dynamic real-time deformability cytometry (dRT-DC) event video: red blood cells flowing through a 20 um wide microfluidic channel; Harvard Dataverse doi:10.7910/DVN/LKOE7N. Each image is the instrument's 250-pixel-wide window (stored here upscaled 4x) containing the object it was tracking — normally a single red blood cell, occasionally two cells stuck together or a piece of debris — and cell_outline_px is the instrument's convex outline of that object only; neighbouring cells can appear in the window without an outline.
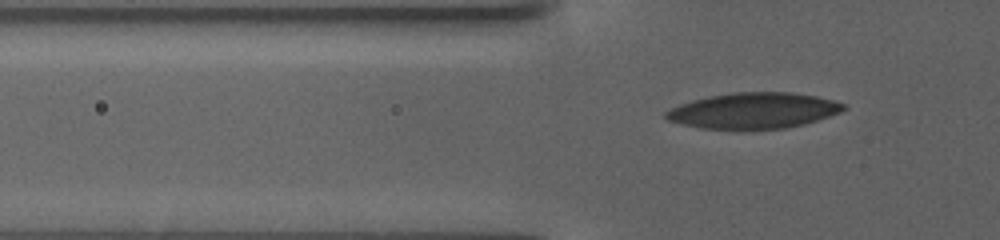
{"species": "human", "species_latin": "Homo sapiens", "temperature_condition": "warm", "stored_images_in_passage": 77, "camera_frame_rate_fps": 3000, "um_per_image_px": 0.085, "donor": {"sex": "female"}, "frame": {"image": 1, "passage_image": 3, "time_ms": 0.667, "image_size_px": [1000, 240], "cell_outline_px": [[844, 108], [840, 112], [804, 124], [788, 128], [700, 128], [668, 120], [664, 116], [664, 112], [680, 104], [692, 100], [708, 96], [732, 92], [792, 92], [816, 96], [832, 100], [844, 104]], "centroid_in_image_um": [64.03, 9.38], "position_along_channel_um": 61.8, "area_um2": 36.59}}
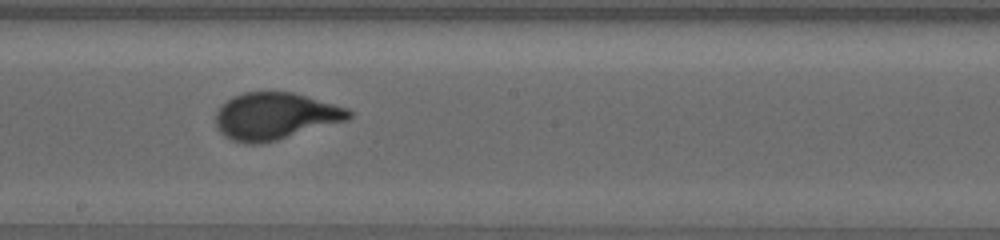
{"frame": {"image": 2, "passage_image": 36, "time_ms": 11.667, "image_size_px": [1000, 240], "cell_outline_px": [[352, 116], [348, 120], [276, 140], [260, 144], [248, 144], [232, 140], [224, 136], [216, 128], [216, 112], [232, 96], [244, 92], [292, 92], [348, 108], [352, 112]], "centroid_in_image_um": [23.38, 9.88], "position_along_channel_um": 224.8, "area_um2": 36.24}}
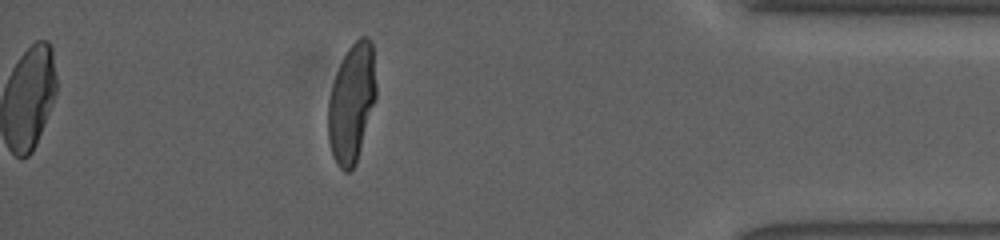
{"frame": {"image": 3, "passage_image": 77, "time_ms": 25.333, "image_size_px": [1000, 240], "cell_outline_px": [[376, 96], [356, 164], [348, 172], [344, 172], [336, 164], [328, 140], [328, 100], [332, 84], [336, 72], [348, 48], [360, 36], [368, 36], [372, 40], [376, 84]], "centroid_in_image_um": [29.89, 8.73], "position_along_channel_um": 405.3, "area_um2": 33.23}}